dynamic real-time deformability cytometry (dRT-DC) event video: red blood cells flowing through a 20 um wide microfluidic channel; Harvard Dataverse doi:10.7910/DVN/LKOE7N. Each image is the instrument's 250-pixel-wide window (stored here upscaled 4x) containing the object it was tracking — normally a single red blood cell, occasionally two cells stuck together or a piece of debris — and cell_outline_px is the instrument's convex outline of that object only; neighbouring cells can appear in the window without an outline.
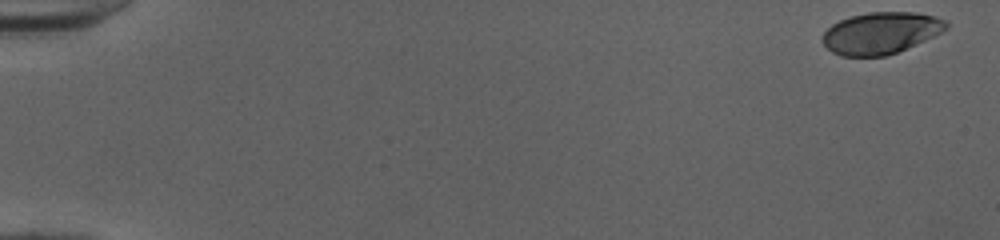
{"species": "human", "species_latin": "Homo sapiens", "temperature_condition": "cold", "stored_images_in_passage": 51, "camera_frame_rate_fps": 3000, "um_per_image_px": 0.085, "donor": {"sex": "female"}, "frame": {"image": 1, "passage_image": 1, "time_ms": 0.0, "image_size_px": [1000, 240], "cell_outline_px": [[948, 28], [924, 40], [896, 52], [884, 56], [840, 56], [832, 52], [824, 44], [824, 32], [832, 24], [840, 20], [852, 16], [868, 12], [916, 12], [936, 16], [948, 20]], "centroid_in_image_um": [74.89, 2.79], "position_along_channel_um": 10.1, "area_um2": 29.77}}
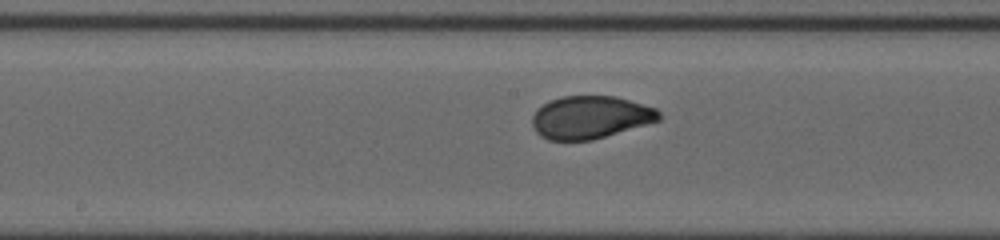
{"frame": {"image": 2, "passage_image": 28, "time_ms": 9.0, "image_size_px": [1000, 240], "cell_outline_px": [[660, 120], [592, 140], [548, 140], [540, 136], [536, 132], [532, 124], [532, 116], [536, 108], [548, 100], [564, 96], [616, 96], [656, 108], [660, 112]], "centroid_in_image_um": [50.14, 9.96], "position_along_channel_um": 198.1, "area_um2": 31.62}}
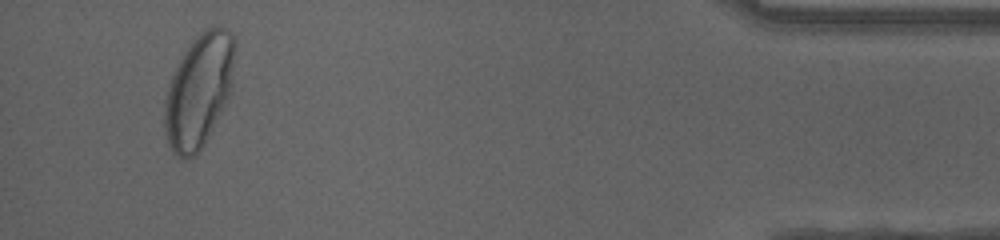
{"frame": {"image": 3, "passage_image": 49, "time_ms": 16.0, "image_size_px": [1000, 240], "cell_outline_px": [[236, 52], [232, 84], [228, 100], [204, 144], [196, 156], [188, 160], [184, 160], [176, 156], [172, 152], [168, 144], [164, 132], [164, 100], [172, 76], [180, 56], [196, 36], [200, 32], [216, 24], [220, 24], [228, 28], [236, 36]], "centroid_in_image_um": [16.93, 7.68], "position_along_channel_um": 418.3, "area_um2": 47.57}, "authors_computed_cell_mechanics": {"area_um2": 32.3102, "velocity_mm_per_s": 4.0096, "shape_relaxation_time_tau1_ms": 3.9673, "shape_relaxation_time_tau2_ms": null, "deformation_change_tau1": 0.1736, "deformation_change_tau2": null}}